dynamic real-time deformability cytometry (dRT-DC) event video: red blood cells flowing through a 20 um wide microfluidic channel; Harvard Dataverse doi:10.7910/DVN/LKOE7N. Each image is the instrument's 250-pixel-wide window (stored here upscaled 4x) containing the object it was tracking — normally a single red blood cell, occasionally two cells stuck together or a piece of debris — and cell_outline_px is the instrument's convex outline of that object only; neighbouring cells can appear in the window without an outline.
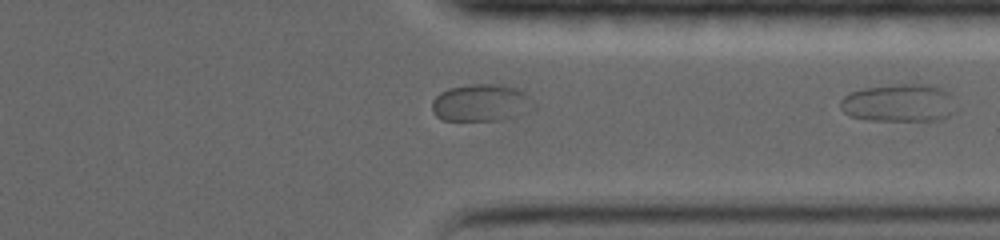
{"species": "common noctule bat (a hibernating species)", "species_latin": "Nyctalus noctula", "temperature_condition": "warm", "stored_images_in_passage": 14, "segment_of_instrument_passage": [2, 2], "camera_frame_rate_fps": 5000, "um_per_image_px": 0.085, "animal": {"sex": "female", "body_mass_g": 19.0, "forearm_length_mm": 56.7}, "frame": {"image": 1, "passage_image": 14, "time_ms": 8.4, "image_size_px": [1000, 240], "cell_outline_px": [[960, 108], [956, 112], [940, 120], [868, 120], [852, 116], [844, 112], [840, 108], [840, 100], [848, 92], [864, 88], [888, 84], [928, 84], [940, 88], [948, 92]], "centroid_in_image_um": [76.46, 8.74], "position_along_channel_um": 334.9, "area_um2": 25.95}}